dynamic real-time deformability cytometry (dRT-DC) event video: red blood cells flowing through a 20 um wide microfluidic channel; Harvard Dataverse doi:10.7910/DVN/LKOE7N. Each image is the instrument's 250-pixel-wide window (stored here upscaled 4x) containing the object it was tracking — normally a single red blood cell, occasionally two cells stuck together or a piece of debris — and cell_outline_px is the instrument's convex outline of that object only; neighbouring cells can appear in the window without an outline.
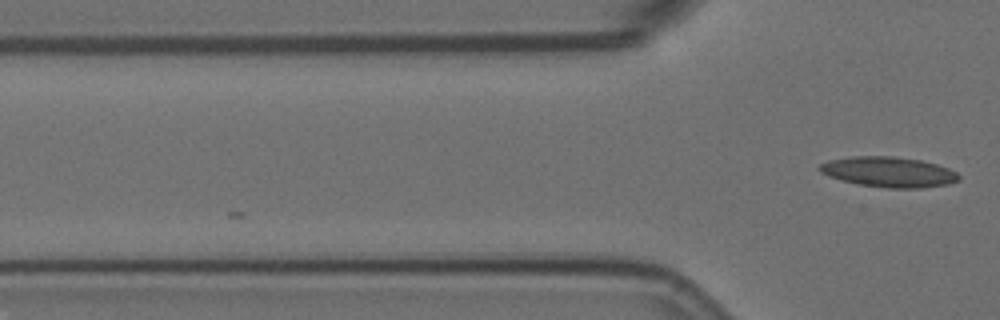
{"species": "Egyptian fruit bat (a non-hibernating species)", "species_latin": "Rousettus aegyptiacus", "temperature_condition": "room temperature", "stored_images_in_passage": 3, "camera_frame_rate_fps": 3000, "um_per_image_px": 0.085, "animal": {"sex": "female"}, "frame": {"image": 1, "passage_image": 3, "time_ms": 0.667, "image_size_px": [1000, 320], "cell_outline_px": [[960, 180], [948, 184], [920, 188], [888, 188], [856, 184], [840, 180], [828, 176], [820, 172], [816, 168], [820, 164], [828, 160], [852, 156], [892, 156], [920, 160], [936, 164], [948, 168], [956, 172], [960, 176]], "centroid_in_image_um": [75.5, 14.62], "position_along_channel_um": 50.3, "area_um2": 24.74}}